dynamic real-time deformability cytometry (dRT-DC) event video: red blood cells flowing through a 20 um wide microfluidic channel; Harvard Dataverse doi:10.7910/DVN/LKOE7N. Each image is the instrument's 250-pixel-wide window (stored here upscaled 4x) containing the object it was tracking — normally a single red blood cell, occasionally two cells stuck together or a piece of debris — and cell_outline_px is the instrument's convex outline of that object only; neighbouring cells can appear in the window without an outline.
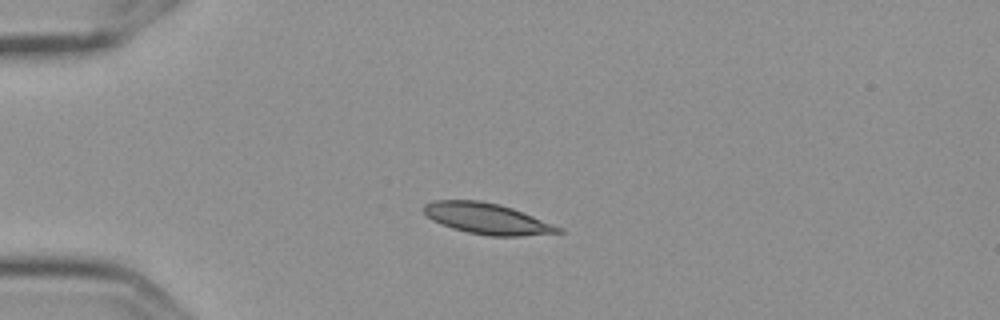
{"species": "Egyptian fruit bat (a non-hibernating species)", "species_latin": "Rousettus aegyptiacus", "temperature_condition": "cold", "stored_images_in_passage": 5, "camera_frame_rate_fps": 3000, "um_per_image_px": 0.085, "frame": {"image": 1, "passage_image": 3, "time_ms": 0.667, "image_size_px": [1000, 320], "cell_outline_px": [[564, 232], [520, 236], [488, 236], [468, 232], [452, 228], [440, 224], [432, 220], [424, 212], [424, 204], [432, 200], [480, 200], [500, 204], [512, 208], [564, 228]], "centroid_in_image_um": [41.4, 18.58], "position_along_channel_um": 43.6, "area_um2": 24.28}}
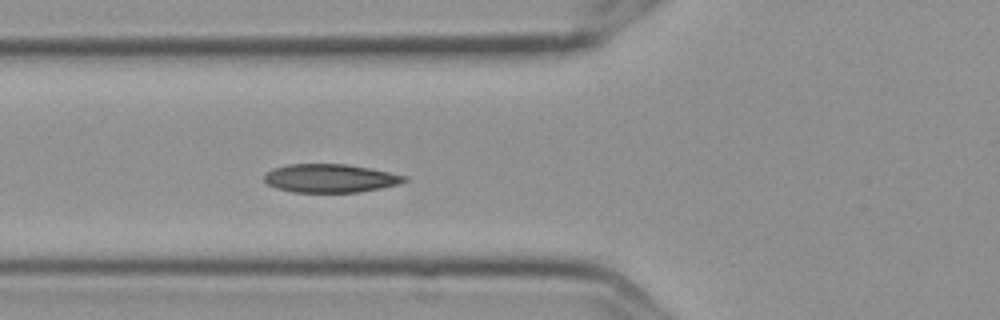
{"frame": {"image": 2, "passage_image": 5, "time_ms": 1.333, "image_size_px": [1000, 320], "cell_outline_px": [[408, 180], [400, 184], [380, 188], [356, 192], [292, 192], [276, 188], [268, 184], [264, 180], [264, 176], [272, 168], [288, 164], [348, 164], [408, 176]], "centroid_in_image_um": [28.07, 15.15], "position_along_channel_um": 97.7, "area_um2": 23.18}}